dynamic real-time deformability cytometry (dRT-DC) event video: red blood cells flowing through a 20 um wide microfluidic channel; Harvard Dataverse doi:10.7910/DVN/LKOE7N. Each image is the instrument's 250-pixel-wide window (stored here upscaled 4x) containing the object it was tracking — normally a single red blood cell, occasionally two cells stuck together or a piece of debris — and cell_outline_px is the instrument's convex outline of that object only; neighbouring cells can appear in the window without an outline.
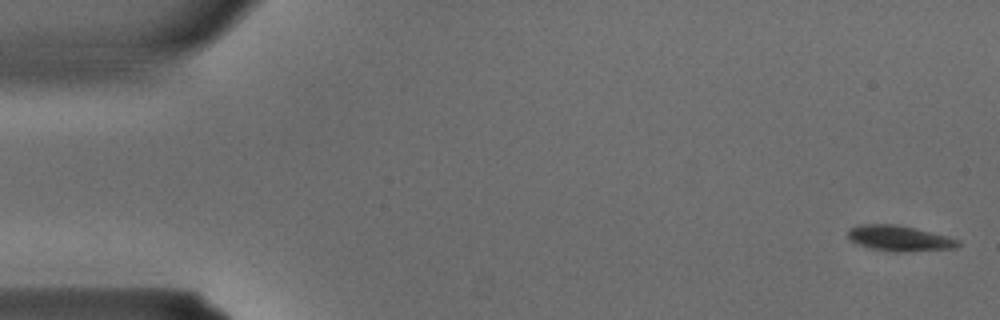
{"species": "common noctule bat (a hibernating species)", "species_latin": "Nyctalus noctula", "temperature_condition": "warm", "stored_images_in_passage": 11, "camera_frame_rate_fps": 3000, "um_per_image_px": 0.085, "animal": {"sex": "male", "body_mass_g": 15.6}, "frame": {"image": 1, "passage_image": 1, "time_ms": 0.0, "image_size_px": [1000, 320], "cell_outline_px": [[960, 244], [956, 248], [896, 252], [868, 248], [848, 240], [848, 228], [860, 224], [892, 224], [912, 228], [948, 236], [960, 240]], "centroid_in_image_um": [76.4, 20.26], "position_along_channel_um": 8.6, "area_um2": 16.3}}
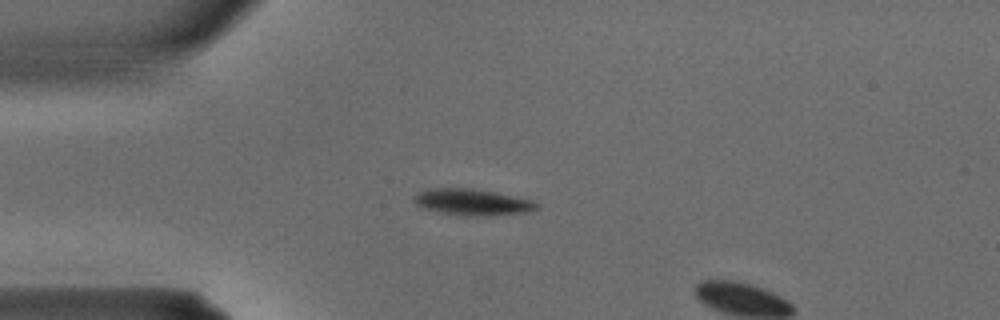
{"frame": {"image": 2, "passage_image": 9, "time_ms": 2.667, "image_size_px": [1000, 320], "cell_outline_px": [[540, 204], [536, 208], [528, 212], [484, 216], [460, 216], [440, 212], [424, 208], [416, 204], [412, 200], [412, 196], [416, 192], [428, 188], [472, 188], [496, 192], [532, 200]], "centroid_in_image_um": [40.1, 17.17], "position_along_channel_um": 44.9, "area_um2": 19.07}}